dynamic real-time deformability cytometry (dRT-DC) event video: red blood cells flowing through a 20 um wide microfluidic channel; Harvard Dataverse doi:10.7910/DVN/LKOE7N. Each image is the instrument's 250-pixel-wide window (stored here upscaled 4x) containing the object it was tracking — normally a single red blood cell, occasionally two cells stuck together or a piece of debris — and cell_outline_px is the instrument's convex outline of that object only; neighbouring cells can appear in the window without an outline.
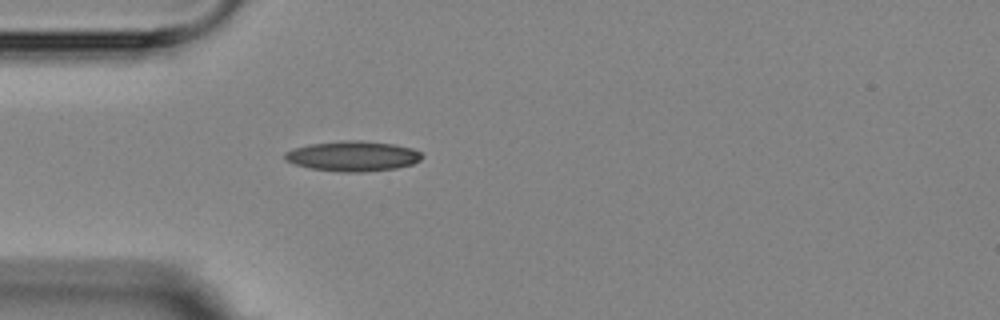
{"species": "Egyptian fruit bat (a non-hibernating species)", "species_latin": "Rousettus aegyptiacus", "temperature_condition": "room temperature", "stored_images_in_passage": 5, "camera_frame_rate_fps": 3000, "um_per_image_px": 0.085, "animal": {"sex": "female"}, "frame": {"image": 1, "passage_image": 5, "time_ms": 4.667, "image_size_px": [1000, 320], "cell_outline_px": [[424, 156], [420, 160], [412, 164], [396, 168], [364, 172], [336, 172], [308, 168], [284, 160], [284, 152], [308, 144], [344, 140], [360, 140], [392, 144], [412, 148], [420, 152]], "centroid_in_image_um": [29.97, 13.27], "position_along_channel_um": 55.0, "area_um2": 24.22}}